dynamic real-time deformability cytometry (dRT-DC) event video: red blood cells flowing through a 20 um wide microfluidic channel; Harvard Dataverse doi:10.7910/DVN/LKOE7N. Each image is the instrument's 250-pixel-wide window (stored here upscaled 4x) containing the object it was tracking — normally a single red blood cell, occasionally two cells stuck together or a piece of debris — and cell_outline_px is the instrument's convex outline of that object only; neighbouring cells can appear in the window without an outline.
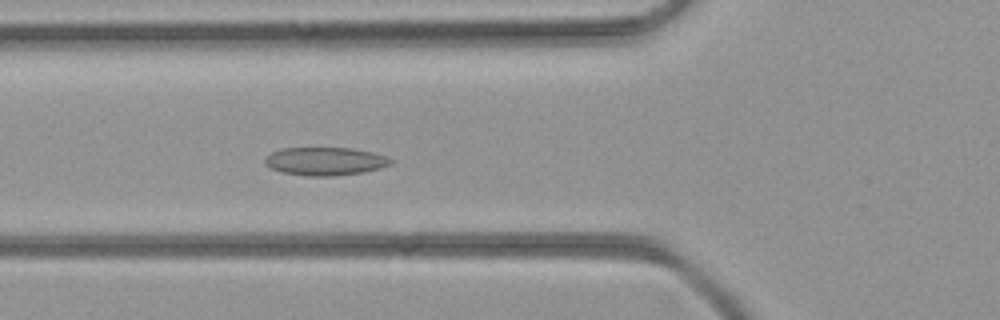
{"species": "common noctule bat (a hibernating species)", "species_latin": "Nyctalus noctula", "temperature_condition": "room temperature", "stored_images_in_passage": 26, "camera_frame_rate_fps": 3000, "um_per_image_px": 0.085, "animal": {"sex": "female", "body_mass_g": 21.9}, "frame": {"image": 1, "passage_image": 15, "time_ms": 4.667, "image_size_px": [1000, 320], "cell_outline_px": [[396, 160], [392, 164], [380, 168], [364, 172], [332, 176], [308, 176], [284, 172], [272, 168], [264, 164], [264, 160], [272, 152], [280, 148], [352, 148], [372, 152], [388, 156]], "centroid_in_image_um": [27.7, 13.7], "position_along_channel_um": 98.1, "area_um2": 20.69}}
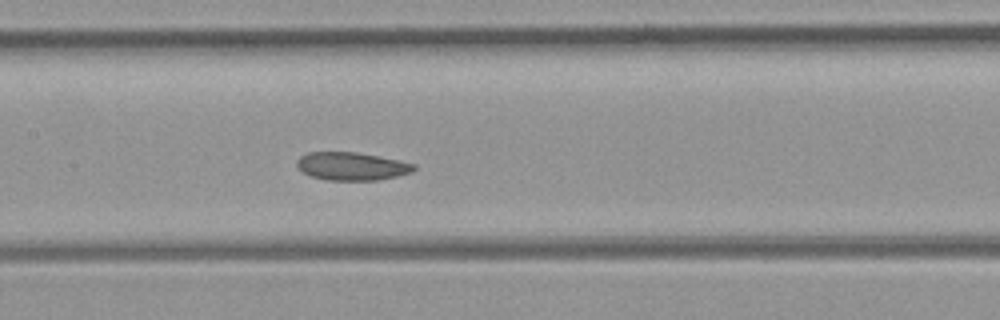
{"frame": {"image": 2, "passage_image": 20, "time_ms": 6.333, "image_size_px": [1000, 320], "cell_outline_px": [[416, 168], [412, 172], [396, 176], [376, 180], [324, 180], [312, 176], [304, 172], [296, 164], [296, 160], [300, 156], [308, 152], [356, 152], [400, 160], [416, 164]], "centroid_in_image_um": [29.91, 14.12], "position_along_channel_um": 177.5, "area_um2": 19.07}}
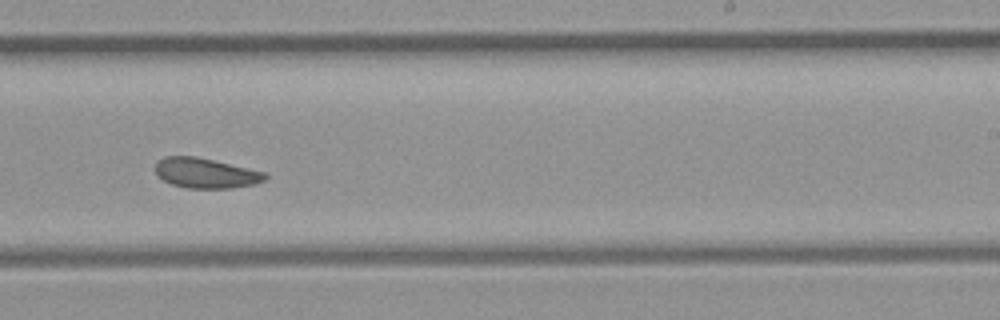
{"frame": {"image": 3, "passage_image": 26, "time_ms": 8.333, "image_size_px": [1000, 320], "cell_outline_px": [[268, 176], [264, 180], [256, 184], [232, 188], [188, 188], [172, 184], [156, 176], [156, 164], [164, 156], [196, 156], [268, 172]], "centroid_in_image_um": [17.53, 14.71], "position_along_channel_um": 271.5, "area_um2": 19.36}}